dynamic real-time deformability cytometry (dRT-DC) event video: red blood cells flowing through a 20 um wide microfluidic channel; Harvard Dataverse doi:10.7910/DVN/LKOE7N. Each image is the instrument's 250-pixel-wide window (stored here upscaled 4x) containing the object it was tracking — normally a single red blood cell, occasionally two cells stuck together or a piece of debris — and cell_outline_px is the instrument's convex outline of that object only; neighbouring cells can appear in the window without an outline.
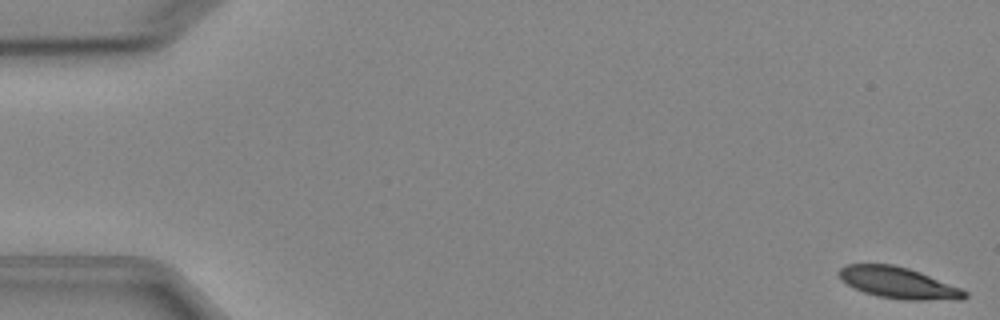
{"species": "Egyptian fruit bat (a non-hibernating species)", "species_latin": "Rousettus aegyptiacus", "temperature_condition": "cold", "stored_images_in_passage": 5, "camera_frame_rate_fps": 3000, "um_per_image_px": 0.085, "animal": {"sex": "female"}, "frame": {"image": 1, "passage_image": 1, "time_ms": 0.0, "image_size_px": [1000, 320], "cell_outline_px": [[968, 296], [964, 300], [904, 300], [876, 296], [864, 292], [840, 280], [836, 272], [844, 264], [892, 264], [908, 268], [920, 272], [960, 288], [968, 292]], "centroid_in_image_um": [76.35, 24.05], "position_along_channel_um": 8.6, "area_um2": 23.12}}